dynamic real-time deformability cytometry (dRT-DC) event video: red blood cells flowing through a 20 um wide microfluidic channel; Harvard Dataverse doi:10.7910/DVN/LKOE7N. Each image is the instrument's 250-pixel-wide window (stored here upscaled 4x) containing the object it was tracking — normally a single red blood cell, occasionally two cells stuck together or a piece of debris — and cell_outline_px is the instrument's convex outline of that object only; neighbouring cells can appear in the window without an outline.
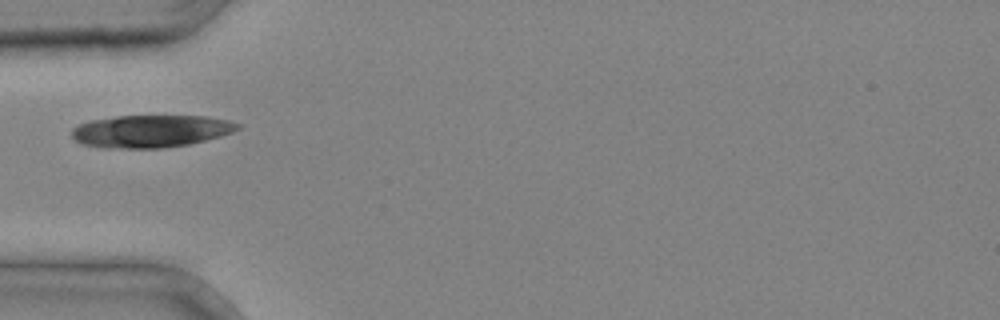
{"species": "common noctule bat (a hibernating species)", "species_latin": "Nyctalus noctula", "temperature_condition": "cold", "stored_images_in_passage": 5, "camera_frame_rate_fps": 3000, "um_per_image_px": 0.085, "animal": {"sex": "male", "body_mass_g": 20.4}, "frame": {"image": 1, "passage_image": 5, "time_ms": 1.333, "image_size_px": [1000, 320], "cell_outline_px": [[240, 128], [232, 132], [220, 136], [188, 144], [164, 148], [100, 148], [80, 144], [72, 136], [72, 128], [88, 120], [116, 116], [208, 116], [228, 120], [240, 124]], "centroid_in_image_um": [12.78, 11.15], "position_along_channel_um": 72.2, "area_um2": 31.5}}